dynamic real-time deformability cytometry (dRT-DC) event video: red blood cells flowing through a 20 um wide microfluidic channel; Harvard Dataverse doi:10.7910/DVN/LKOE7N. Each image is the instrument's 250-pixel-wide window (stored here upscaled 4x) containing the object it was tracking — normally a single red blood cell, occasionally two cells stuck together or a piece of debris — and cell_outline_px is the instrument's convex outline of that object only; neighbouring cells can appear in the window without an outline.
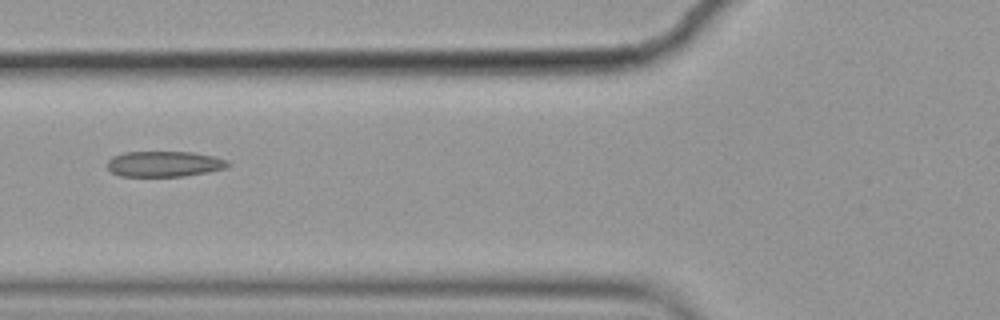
{"species": "common noctule bat (a hibernating species)", "species_latin": "Nyctalus noctula", "temperature_condition": "cold", "stored_images_in_passage": 11, "camera_frame_rate_fps": 3000, "um_per_image_px": 0.085, "animal": {"sex": "female", "body_mass_g": 19.9}, "frame": {"image": 1, "passage_image": 2, "time_ms": 0.333, "image_size_px": [1000, 320], "cell_outline_px": [[232, 164], [228, 168], [208, 172], [184, 176], [120, 176], [112, 172], [108, 168], [108, 160], [112, 156], [124, 152], [192, 152], [212, 156], [228, 160]], "centroid_in_image_um": [14.0, 13.93], "position_along_channel_um": 111.8, "area_um2": 18.09}}
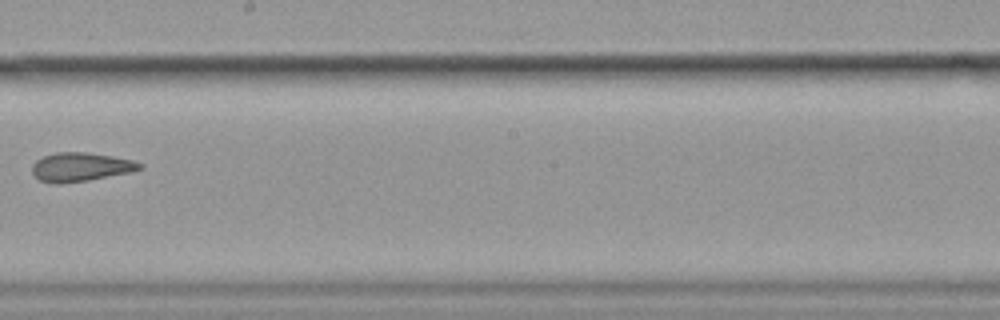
{"frame": {"image": 2, "passage_image": 5, "time_ms": 1.333, "image_size_px": [1000, 320], "cell_outline_px": [[144, 168], [132, 172], [88, 180], [60, 184], [56, 184], [40, 180], [32, 172], [32, 164], [36, 160], [44, 156], [56, 152], [88, 152], [112, 156], [132, 160], [144, 164]], "centroid_in_image_um": [6.88, 14.19], "position_along_channel_um": 241.3, "area_um2": 18.15}}
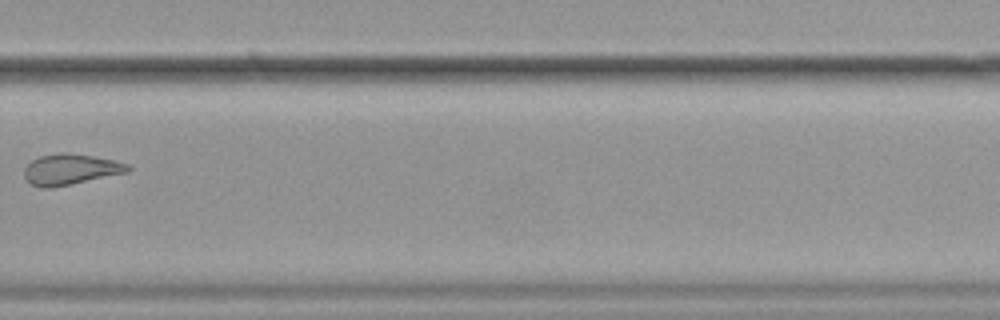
{"frame": {"image": 3, "passage_image": 7, "time_ms": 2.0, "image_size_px": [1000, 320], "cell_outline_px": [[132, 168], [128, 172], [72, 184], [52, 188], [44, 188], [32, 184], [24, 176], [24, 168], [32, 160], [40, 156], [60, 152], [68, 152], [92, 156], [112, 160], [128, 164]], "centroid_in_image_um": [5.99, 14.39], "position_along_channel_um": 323.8, "area_um2": 18.5}}